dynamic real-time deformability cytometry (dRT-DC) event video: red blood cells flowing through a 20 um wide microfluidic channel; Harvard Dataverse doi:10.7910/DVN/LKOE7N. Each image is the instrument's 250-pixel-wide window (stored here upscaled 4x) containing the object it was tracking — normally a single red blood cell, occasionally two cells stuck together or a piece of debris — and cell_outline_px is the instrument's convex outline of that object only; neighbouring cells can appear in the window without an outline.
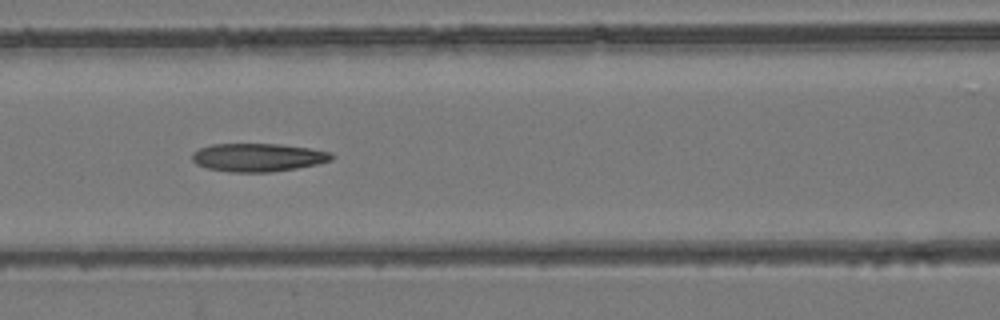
{"species": "common noctule bat (a hibernating species)", "species_latin": "Nyctalus noctula", "temperature_condition": "room temperature", "stored_images_in_passage": 37, "camera_frame_rate_fps": 3000, "um_per_image_px": 0.085, "animal": {"sex": "female", "body_mass_g": 24.6, "forearm_length_mm": 56.2}, "frame": {"image": 1, "passage_image": 8, "time_ms": 2.333, "image_size_px": [1000, 320], "cell_outline_px": [[336, 156], [332, 160], [316, 164], [296, 168], [272, 172], [228, 172], [208, 168], [196, 164], [192, 160], [192, 152], [200, 148], [212, 144], [280, 144], [308, 148], [332, 152]], "centroid_in_image_um": [21.93, 13.38], "position_along_channel_um": 144.7, "area_um2": 23.0}}
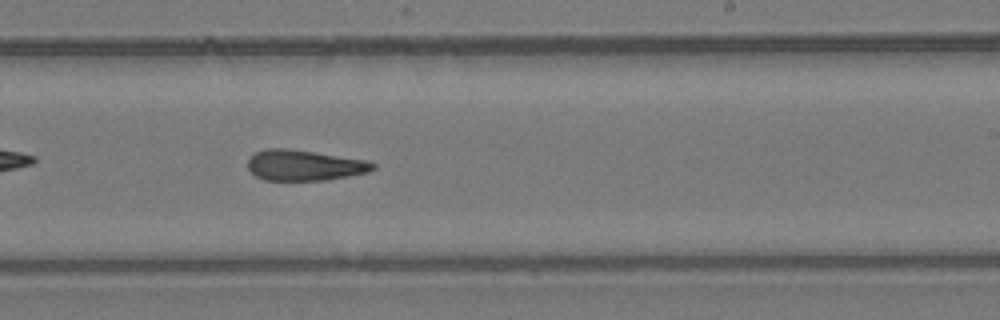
{"frame": {"image": 2, "passage_image": 17, "time_ms": 5.333, "image_size_px": [1000, 320], "cell_outline_px": [[376, 168], [368, 172], [324, 180], [264, 180], [256, 176], [248, 168], [248, 160], [256, 152], [264, 148], [288, 148], [364, 160], [376, 164]], "centroid_in_image_um": [25.84, 14.04], "position_along_channel_um": 263.2, "area_um2": 22.08}}
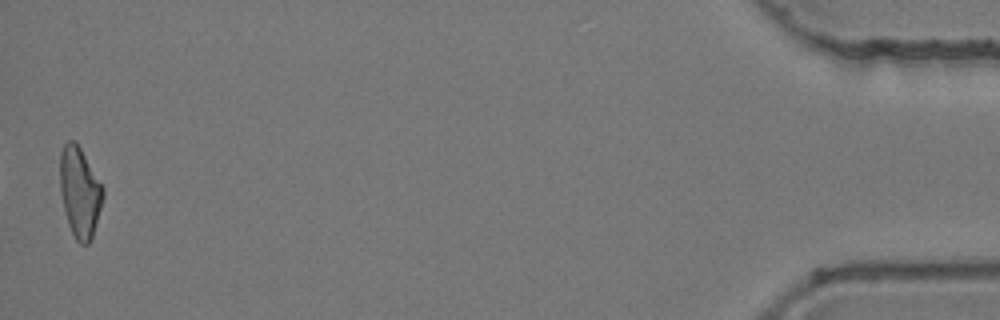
{"frame": {"image": 3, "passage_image": 37, "time_ms": 12.0, "image_size_px": [1000, 320], "cell_outline_px": [[104, 196], [92, 240], [88, 244], [80, 244], [76, 240], [68, 224], [60, 192], [60, 152], [64, 144], [68, 140], [72, 140], [80, 148], [104, 188]], "centroid_in_image_um": [6.78, 16.37], "position_along_channel_um": 428.4, "area_um2": 22.54}, "authors_computed_cell_mechanics": {"area_um2": 22.8888, "velocity_mm_per_s": 3.9694, "shape_relaxation_time_tau1_ms": null, "shape_relaxation_time_tau2_ms": 3.0185, "deformation_change_tau1": null, "deformation_change_tau2": 0.1213}}